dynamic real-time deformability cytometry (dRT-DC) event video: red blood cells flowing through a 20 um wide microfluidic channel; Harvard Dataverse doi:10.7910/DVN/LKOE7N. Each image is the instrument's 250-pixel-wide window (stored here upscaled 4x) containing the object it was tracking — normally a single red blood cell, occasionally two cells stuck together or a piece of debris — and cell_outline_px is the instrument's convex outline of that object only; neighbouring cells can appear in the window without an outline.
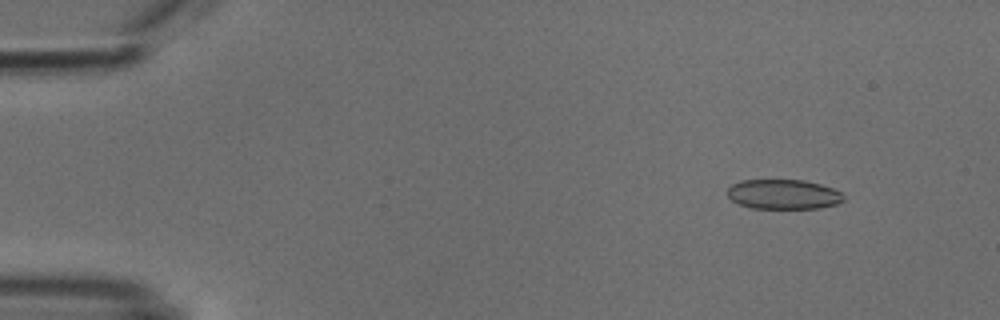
{"species": "common noctule bat (a hibernating species)", "species_latin": "Nyctalus noctula", "temperature_condition": "cold", "stored_images_in_passage": 49, "camera_frame_rate_fps": 3000, "um_per_image_px": 0.085, "animal": {"sex": "male", "body_mass_g": 18.8}, "frame": {"image": 1, "passage_image": 2, "time_ms": 0.333, "image_size_px": [1000, 320], "cell_outline_px": [[844, 200], [836, 204], [820, 208], [752, 208], [740, 204], [732, 200], [728, 196], [728, 188], [732, 184], [740, 180], [804, 180], [820, 184], [832, 188], [840, 192], [844, 196]], "centroid_in_image_um": [66.59, 16.51], "position_along_channel_um": 18.4, "area_um2": 20.06}}
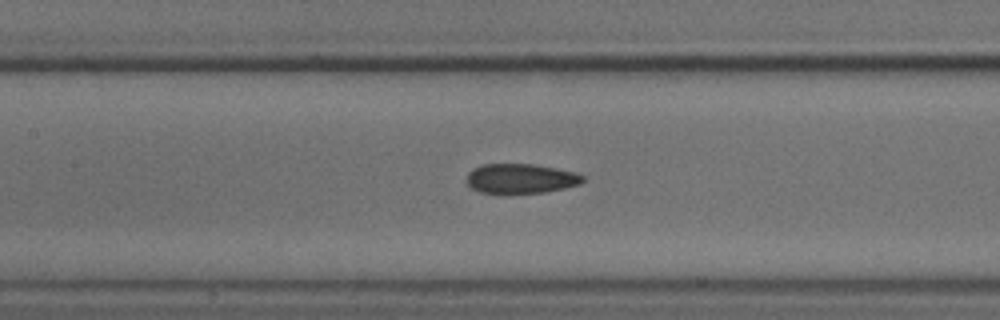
{"frame": {"image": 2, "passage_image": 21, "time_ms": 6.667, "image_size_px": [1000, 320], "cell_outline_px": [[584, 180], [580, 184], [564, 188], [544, 192], [504, 196], [480, 192], [472, 188], [464, 180], [468, 172], [472, 168], [484, 164], [532, 164], [556, 168], [576, 172], [584, 176]], "centroid_in_image_um": [44.2, 15.21], "position_along_channel_um": 163.2, "area_um2": 20.87}}
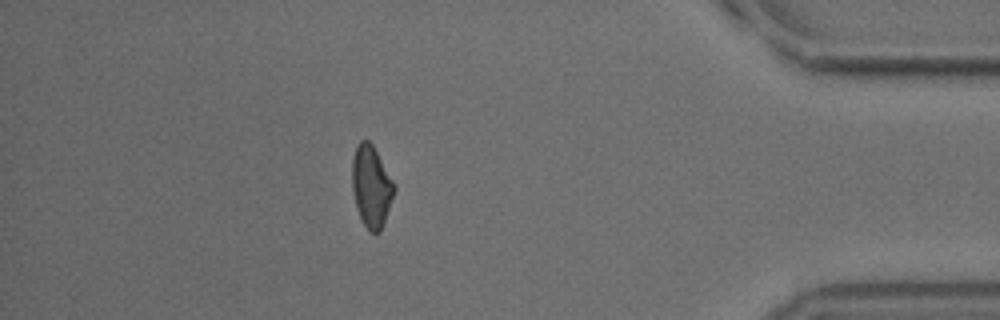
{"frame": {"image": 3, "passage_image": 43, "time_ms": 14.0, "image_size_px": [1000, 320], "cell_outline_px": [[396, 188], [380, 232], [368, 232], [356, 208], [352, 188], [352, 160], [356, 144], [360, 140], [368, 140], [372, 144], [396, 184]], "centroid_in_image_um": [31.56, 15.82], "position_along_channel_um": 403.6, "area_um2": 20.06}, "authors_computed_cell_mechanics": {"area_um2": 20.6346, "velocity_mm_per_s": 3.818, "shape_relaxation_time_tau1_ms": 9.3058, "shape_relaxation_time_tau2_ms": 2.9889, "deformation_change_tau1": 0.1405, "deformation_change_tau2": 0.0848}}